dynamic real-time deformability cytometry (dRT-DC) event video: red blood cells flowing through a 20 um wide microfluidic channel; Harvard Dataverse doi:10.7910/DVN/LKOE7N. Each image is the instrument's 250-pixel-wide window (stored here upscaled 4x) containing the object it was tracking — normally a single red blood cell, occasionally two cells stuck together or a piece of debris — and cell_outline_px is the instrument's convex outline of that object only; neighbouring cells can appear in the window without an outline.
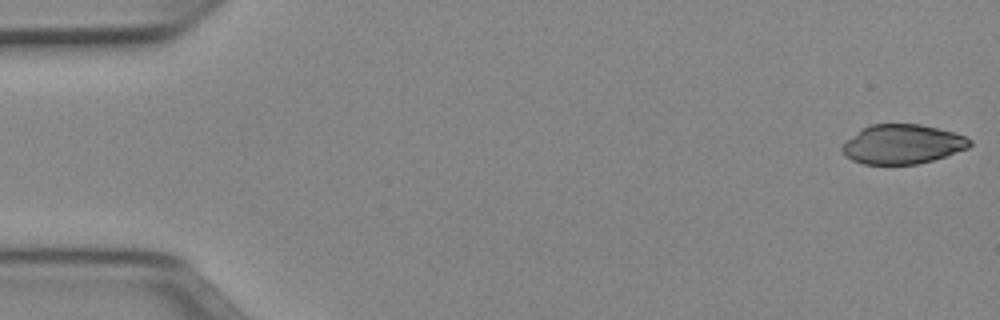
{"species": "Egyptian fruit bat (a non-hibernating species)", "species_latin": "Rousettus aegyptiacus", "temperature_condition": "cold", "stored_images_in_passage": 50, "camera_frame_rate_fps": 3000, "um_per_image_px": 0.085, "animal": {"sex": "female"}, "frame": {"image": 1, "passage_image": 1, "time_ms": 0.0, "image_size_px": [1000, 320], "cell_outline_px": [[972, 144], [968, 148], [932, 160], [916, 164], [864, 164], [852, 160], [844, 156], [840, 148], [848, 140], [864, 128], [872, 124], [920, 124], [952, 132], [964, 136], [972, 140]], "centroid_in_image_um": [76.71, 12.26], "position_along_channel_um": 8.3, "area_um2": 28.9}}
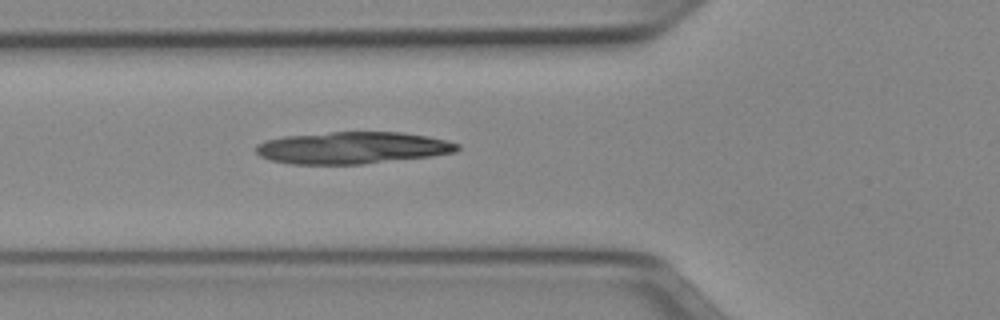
{"frame": {"image": 2, "passage_image": 18, "time_ms": 5.667, "image_size_px": [1000, 320], "cell_outline_px": [[460, 148], [456, 152], [432, 156], [360, 164], [292, 164], [272, 160], [260, 156], [256, 152], [256, 144], [268, 140], [284, 136], [332, 132], [400, 132], [428, 136], [460, 144]], "centroid_in_image_um": [29.97, 12.56], "position_along_channel_um": 95.8, "area_um2": 37.34}}
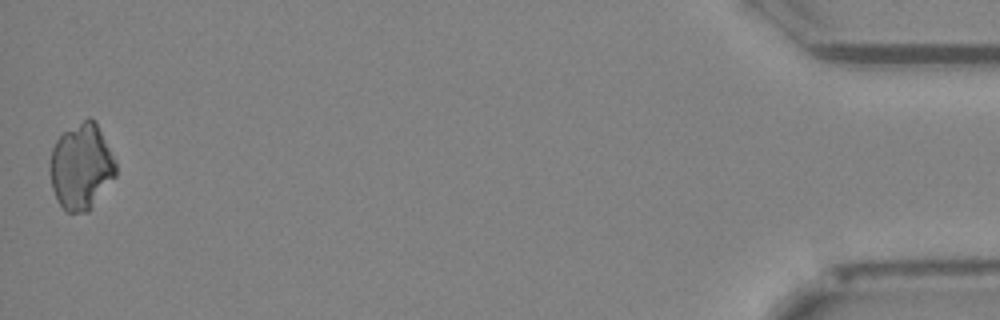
{"frame": {"image": 3, "passage_image": 50, "time_ms": 16.333, "image_size_px": [1000, 320], "cell_outline_px": [[116, 176], [88, 212], [68, 212], [56, 200], [52, 188], [48, 172], [48, 164], [52, 148], [56, 140], [64, 132], [88, 116], [96, 120], [116, 160]], "centroid_in_image_um": [6.9, 14.14], "position_along_channel_um": 428.3, "area_um2": 33.47}}